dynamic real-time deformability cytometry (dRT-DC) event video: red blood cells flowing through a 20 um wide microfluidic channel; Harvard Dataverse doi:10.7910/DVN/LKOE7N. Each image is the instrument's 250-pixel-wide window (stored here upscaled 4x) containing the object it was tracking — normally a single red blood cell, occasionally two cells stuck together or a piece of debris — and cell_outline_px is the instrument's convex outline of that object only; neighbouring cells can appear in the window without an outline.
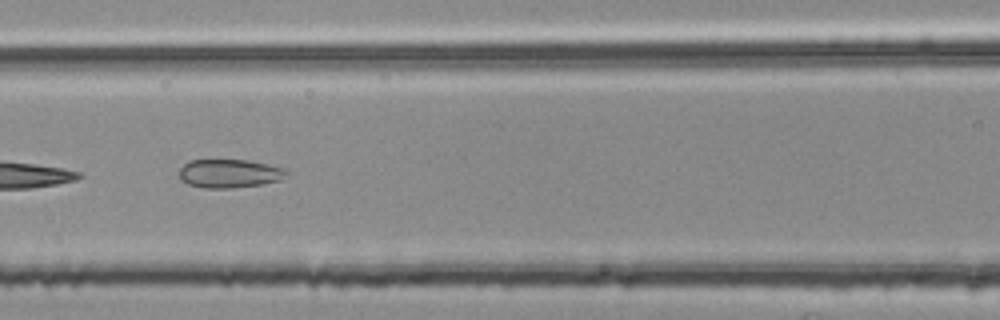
{"species": "common noctule bat (a hibernating species)", "species_latin": "Nyctalus noctula", "temperature_condition": "room temperature", "stored_images_in_passage": 38, "camera_frame_rate_fps": 3000, "um_per_image_px": 0.085, "animal": {"sex": "female", "body_mass_g": 25.1}, "frame": {"image": 1, "passage_image": 8, "time_ms": 2.333, "image_size_px": [1000, 320], "cell_outline_px": [[288, 172], [280, 180], [260, 184], [232, 188], [204, 188], [188, 184], [180, 180], [180, 168], [188, 160], [248, 160], [268, 164], [280, 168]], "centroid_in_image_um": [19.44, 14.74], "position_along_channel_um": 147.2, "area_um2": 17.69}}
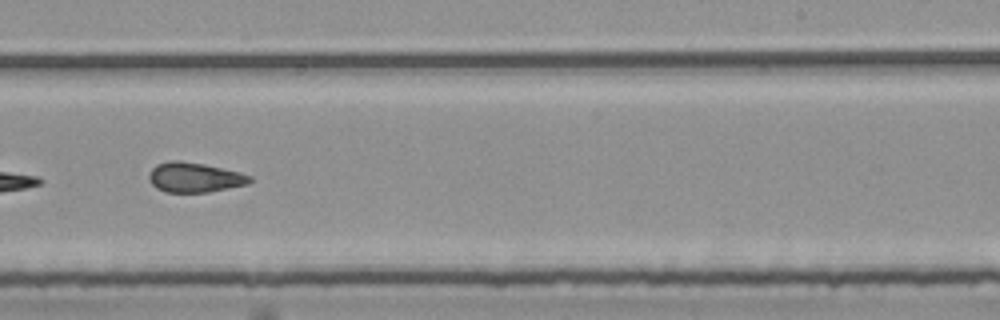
{"frame": {"image": 2, "passage_image": 18, "time_ms": 5.667, "image_size_px": [1000, 320], "cell_outline_px": [[252, 180], [248, 184], [208, 192], [164, 192], [156, 188], [152, 184], [148, 176], [152, 168], [156, 164], [172, 160], [180, 160], [204, 164], [240, 172], [252, 176]], "centroid_in_image_um": [16.53, 15.07], "position_along_channel_um": 272.5, "area_um2": 17.57}}
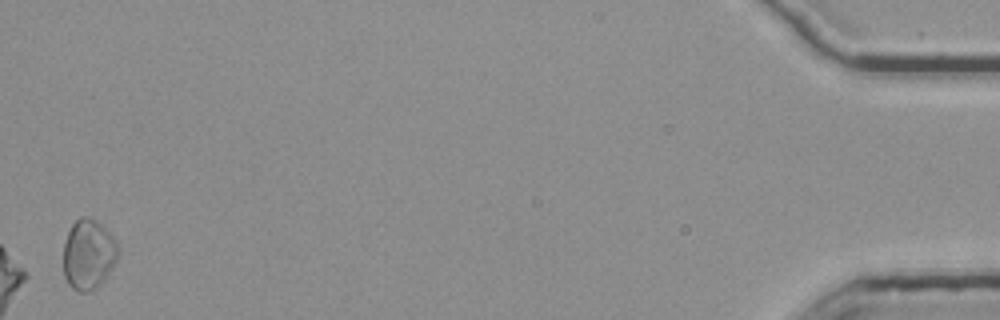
{"frame": {"image": 3, "passage_image": 38, "time_ms": 12.333, "image_size_px": [1000, 320], "cell_outline_px": [[120, 248], [116, 260], [112, 268], [104, 280], [96, 288], [88, 292], [76, 292], [68, 284], [64, 276], [64, 244], [68, 232], [72, 224], [80, 216], [84, 216], [100, 224], [116, 240]], "centroid_in_image_um": [7.52, 21.66], "position_along_channel_um": 427.7, "area_um2": 22.31}, "authors_computed_cell_mechanics": {"area_um2": 18.2648, "velocity_mm_per_s": 3.7692, "shape_relaxation_time_tau1_ms": null, "shape_relaxation_time_tau2_ms": 2.8162, "deformation_change_tau1": null, "deformation_change_tau2": 0.0979}}